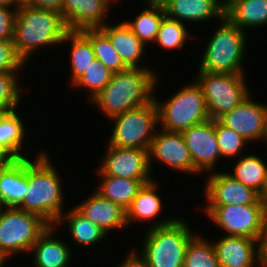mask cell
Returning <instances> with one entry per match:
<instances>
[{
	"label": "cell",
	"mask_w": 267,
	"mask_h": 267,
	"mask_svg": "<svg viewBox=\"0 0 267 267\" xmlns=\"http://www.w3.org/2000/svg\"><path fill=\"white\" fill-rule=\"evenodd\" d=\"M205 214L227 236L249 237L261 241L267 209L263 203L248 205H206Z\"/></svg>",
	"instance_id": "obj_10"
},
{
	"label": "cell",
	"mask_w": 267,
	"mask_h": 267,
	"mask_svg": "<svg viewBox=\"0 0 267 267\" xmlns=\"http://www.w3.org/2000/svg\"><path fill=\"white\" fill-rule=\"evenodd\" d=\"M155 71L150 68H127L113 73L110 82L92 100L106 117L122 114L129 109L146 105L154 99L157 85Z\"/></svg>",
	"instance_id": "obj_1"
},
{
	"label": "cell",
	"mask_w": 267,
	"mask_h": 267,
	"mask_svg": "<svg viewBox=\"0 0 267 267\" xmlns=\"http://www.w3.org/2000/svg\"><path fill=\"white\" fill-rule=\"evenodd\" d=\"M24 121L16 110L0 113V157L24 159L21 145L25 142Z\"/></svg>",
	"instance_id": "obj_24"
},
{
	"label": "cell",
	"mask_w": 267,
	"mask_h": 267,
	"mask_svg": "<svg viewBox=\"0 0 267 267\" xmlns=\"http://www.w3.org/2000/svg\"><path fill=\"white\" fill-rule=\"evenodd\" d=\"M153 159L180 172L200 174L193 166L189 149L181 132H170L163 129L161 132L156 131L149 148L150 168Z\"/></svg>",
	"instance_id": "obj_13"
},
{
	"label": "cell",
	"mask_w": 267,
	"mask_h": 267,
	"mask_svg": "<svg viewBox=\"0 0 267 267\" xmlns=\"http://www.w3.org/2000/svg\"><path fill=\"white\" fill-rule=\"evenodd\" d=\"M110 40L112 46L120 55L123 63L128 68H146L139 66L145 44L131 31L125 22L99 28Z\"/></svg>",
	"instance_id": "obj_21"
},
{
	"label": "cell",
	"mask_w": 267,
	"mask_h": 267,
	"mask_svg": "<svg viewBox=\"0 0 267 267\" xmlns=\"http://www.w3.org/2000/svg\"><path fill=\"white\" fill-rule=\"evenodd\" d=\"M181 133L189 149L193 166L200 173L206 170L213 172L221 158L216 139L215 120H205Z\"/></svg>",
	"instance_id": "obj_12"
},
{
	"label": "cell",
	"mask_w": 267,
	"mask_h": 267,
	"mask_svg": "<svg viewBox=\"0 0 267 267\" xmlns=\"http://www.w3.org/2000/svg\"><path fill=\"white\" fill-rule=\"evenodd\" d=\"M232 173L234 179L261 193L267 176V164L257 155L240 156L233 165Z\"/></svg>",
	"instance_id": "obj_29"
},
{
	"label": "cell",
	"mask_w": 267,
	"mask_h": 267,
	"mask_svg": "<svg viewBox=\"0 0 267 267\" xmlns=\"http://www.w3.org/2000/svg\"><path fill=\"white\" fill-rule=\"evenodd\" d=\"M260 266L267 267V216L264 223L263 235L260 241Z\"/></svg>",
	"instance_id": "obj_41"
},
{
	"label": "cell",
	"mask_w": 267,
	"mask_h": 267,
	"mask_svg": "<svg viewBox=\"0 0 267 267\" xmlns=\"http://www.w3.org/2000/svg\"><path fill=\"white\" fill-rule=\"evenodd\" d=\"M188 227L181 218L149 225L140 251L149 267H183L187 244L194 236Z\"/></svg>",
	"instance_id": "obj_4"
},
{
	"label": "cell",
	"mask_w": 267,
	"mask_h": 267,
	"mask_svg": "<svg viewBox=\"0 0 267 267\" xmlns=\"http://www.w3.org/2000/svg\"><path fill=\"white\" fill-rule=\"evenodd\" d=\"M208 39L202 54L199 71L228 74H244L242 62L245 56L246 33L232 24L225 16Z\"/></svg>",
	"instance_id": "obj_5"
},
{
	"label": "cell",
	"mask_w": 267,
	"mask_h": 267,
	"mask_svg": "<svg viewBox=\"0 0 267 267\" xmlns=\"http://www.w3.org/2000/svg\"><path fill=\"white\" fill-rule=\"evenodd\" d=\"M74 208L82 216L100 227L107 235H109V231L127 226L126 210L119 204L103 198L96 191Z\"/></svg>",
	"instance_id": "obj_18"
},
{
	"label": "cell",
	"mask_w": 267,
	"mask_h": 267,
	"mask_svg": "<svg viewBox=\"0 0 267 267\" xmlns=\"http://www.w3.org/2000/svg\"><path fill=\"white\" fill-rule=\"evenodd\" d=\"M161 129L182 132L195 124L210 119L201 87L194 80L162 102L154 94ZM162 102V103H161Z\"/></svg>",
	"instance_id": "obj_6"
},
{
	"label": "cell",
	"mask_w": 267,
	"mask_h": 267,
	"mask_svg": "<svg viewBox=\"0 0 267 267\" xmlns=\"http://www.w3.org/2000/svg\"><path fill=\"white\" fill-rule=\"evenodd\" d=\"M70 41L71 80L73 84L88 70L96 60L90 39L82 31H68L62 44Z\"/></svg>",
	"instance_id": "obj_27"
},
{
	"label": "cell",
	"mask_w": 267,
	"mask_h": 267,
	"mask_svg": "<svg viewBox=\"0 0 267 267\" xmlns=\"http://www.w3.org/2000/svg\"><path fill=\"white\" fill-rule=\"evenodd\" d=\"M165 0H145L146 3H163Z\"/></svg>",
	"instance_id": "obj_47"
},
{
	"label": "cell",
	"mask_w": 267,
	"mask_h": 267,
	"mask_svg": "<svg viewBox=\"0 0 267 267\" xmlns=\"http://www.w3.org/2000/svg\"><path fill=\"white\" fill-rule=\"evenodd\" d=\"M55 226L47 231L35 242L30 252L34 254V267H67L71 260V249L60 239L52 235L56 232Z\"/></svg>",
	"instance_id": "obj_22"
},
{
	"label": "cell",
	"mask_w": 267,
	"mask_h": 267,
	"mask_svg": "<svg viewBox=\"0 0 267 267\" xmlns=\"http://www.w3.org/2000/svg\"><path fill=\"white\" fill-rule=\"evenodd\" d=\"M132 253L128 254V257H125V260L117 267H149L146 258L140 253H137V250L134 249Z\"/></svg>",
	"instance_id": "obj_39"
},
{
	"label": "cell",
	"mask_w": 267,
	"mask_h": 267,
	"mask_svg": "<svg viewBox=\"0 0 267 267\" xmlns=\"http://www.w3.org/2000/svg\"><path fill=\"white\" fill-rule=\"evenodd\" d=\"M147 5L149 8L143 9L133 22L125 21L144 44L149 41L154 42L163 18L166 16L162 3H147Z\"/></svg>",
	"instance_id": "obj_30"
},
{
	"label": "cell",
	"mask_w": 267,
	"mask_h": 267,
	"mask_svg": "<svg viewBox=\"0 0 267 267\" xmlns=\"http://www.w3.org/2000/svg\"><path fill=\"white\" fill-rule=\"evenodd\" d=\"M157 181H152L143 184L137 195L132 200L131 205L126 209L127 226L135 220L148 221L155 219L162 211V201L158 191Z\"/></svg>",
	"instance_id": "obj_25"
},
{
	"label": "cell",
	"mask_w": 267,
	"mask_h": 267,
	"mask_svg": "<svg viewBox=\"0 0 267 267\" xmlns=\"http://www.w3.org/2000/svg\"><path fill=\"white\" fill-rule=\"evenodd\" d=\"M252 99L249 94L232 111L223 114L217 120L225 127L242 135L248 142L261 139L263 141L265 136L264 104Z\"/></svg>",
	"instance_id": "obj_15"
},
{
	"label": "cell",
	"mask_w": 267,
	"mask_h": 267,
	"mask_svg": "<svg viewBox=\"0 0 267 267\" xmlns=\"http://www.w3.org/2000/svg\"><path fill=\"white\" fill-rule=\"evenodd\" d=\"M49 155L40 152L36 160L28 159V187L20 210L36 214L55 226L63 212V191L60 180Z\"/></svg>",
	"instance_id": "obj_2"
},
{
	"label": "cell",
	"mask_w": 267,
	"mask_h": 267,
	"mask_svg": "<svg viewBox=\"0 0 267 267\" xmlns=\"http://www.w3.org/2000/svg\"><path fill=\"white\" fill-rule=\"evenodd\" d=\"M183 267H220L213 243L194 234L187 244Z\"/></svg>",
	"instance_id": "obj_32"
},
{
	"label": "cell",
	"mask_w": 267,
	"mask_h": 267,
	"mask_svg": "<svg viewBox=\"0 0 267 267\" xmlns=\"http://www.w3.org/2000/svg\"><path fill=\"white\" fill-rule=\"evenodd\" d=\"M82 32L90 39L96 59L103 63L111 73L128 68L112 46L109 38L100 29H86Z\"/></svg>",
	"instance_id": "obj_31"
},
{
	"label": "cell",
	"mask_w": 267,
	"mask_h": 267,
	"mask_svg": "<svg viewBox=\"0 0 267 267\" xmlns=\"http://www.w3.org/2000/svg\"><path fill=\"white\" fill-rule=\"evenodd\" d=\"M9 258L5 257L1 252H0V267L3 266V264L5 263L6 260H8Z\"/></svg>",
	"instance_id": "obj_46"
},
{
	"label": "cell",
	"mask_w": 267,
	"mask_h": 267,
	"mask_svg": "<svg viewBox=\"0 0 267 267\" xmlns=\"http://www.w3.org/2000/svg\"><path fill=\"white\" fill-rule=\"evenodd\" d=\"M224 16L243 31L267 25V0H229Z\"/></svg>",
	"instance_id": "obj_23"
},
{
	"label": "cell",
	"mask_w": 267,
	"mask_h": 267,
	"mask_svg": "<svg viewBox=\"0 0 267 267\" xmlns=\"http://www.w3.org/2000/svg\"><path fill=\"white\" fill-rule=\"evenodd\" d=\"M259 195H260L261 201L263 202V204L265 205V207L267 209V176H266V179H265V183H264L263 189H262V191H261V193Z\"/></svg>",
	"instance_id": "obj_43"
},
{
	"label": "cell",
	"mask_w": 267,
	"mask_h": 267,
	"mask_svg": "<svg viewBox=\"0 0 267 267\" xmlns=\"http://www.w3.org/2000/svg\"><path fill=\"white\" fill-rule=\"evenodd\" d=\"M213 246L220 267L260 265V242L254 238L224 235Z\"/></svg>",
	"instance_id": "obj_17"
},
{
	"label": "cell",
	"mask_w": 267,
	"mask_h": 267,
	"mask_svg": "<svg viewBox=\"0 0 267 267\" xmlns=\"http://www.w3.org/2000/svg\"><path fill=\"white\" fill-rule=\"evenodd\" d=\"M18 72L0 73V113L16 110L20 102Z\"/></svg>",
	"instance_id": "obj_36"
},
{
	"label": "cell",
	"mask_w": 267,
	"mask_h": 267,
	"mask_svg": "<svg viewBox=\"0 0 267 267\" xmlns=\"http://www.w3.org/2000/svg\"><path fill=\"white\" fill-rule=\"evenodd\" d=\"M21 3L18 0H0V6L17 8Z\"/></svg>",
	"instance_id": "obj_42"
},
{
	"label": "cell",
	"mask_w": 267,
	"mask_h": 267,
	"mask_svg": "<svg viewBox=\"0 0 267 267\" xmlns=\"http://www.w3.org/2000/svg\"><path fill=\"white\" fill-rule=\"evenodd\" d=\"M264 118H265V136L264 141L267 143V105L264 104Z\"/></svg>",
	"instance_id": "obj_45"
},
{
	"label": "cell",
	"mask_w": 267,
	"mask_h": 267,
	"mask_svg": "<svg viewBox=\"0 0 267 267\" xmlns=\"http://www.w3.org/2000/svg\"><path fill=\"white\" fill-rule=\"evenodd\" d=\"M11 159L9 158H3V157H0V170L10 161ZM3 203L0 199V210L3 208Z\"/></svg>",
	"instance_id": "obj_44"
},
{
	"label": "cell",
	"mask_w": 267,
	"mask_h": 267,
	"mask_svg": "<svg viewBox=\"0 0 267 267\" xmlns=\"http://www.w3.org/2000/svg\"><path fill=\"white\" fill-rule=\"evenodd\" d=\"M110 1H111L112 3H113V2L115 3L116 1H119V0H110Z\"/></svg>",
	"instance_id": "obj_50"
},
{
	"label": "cell",
	"mask_w": 267,
	"mask_h": 267,
	"mask_svg": "<svg viewBox=\"0 0 267 267\" xmlns=\"http://www.w3.org/2000/svg\"><path fill=\"white\" fill-rule=\"evenodd\" d=\"M51 225L40 216L17 207L0 210V252L5 256L28 253Z\"/></svg>",
	"instance_id": "obj_7"
},
{
	"label": "cell",
	"mask_w": 267,
	"mask_h": 267,
	"mask_svg": "<svg viewBox=\"0 0 267 267\" xmlns=\"http://www.w3.org/2000/svg\"><path fill=\"white\" fill-rule=\"evenodd\" d=\"M112 74L103 63L96 59L73 85L88 89L92 101L110 82Z\"/></svg>",
	"instance_id": "obj_34"
},
{
	"label": "cell",
	"mask_w": 267,
	"mask_h": 267,
	"mask_svg": "<svg viewBox=\"0 0 267 267\" xmlns=\"http://www.w3.org/2000/svg\"><path fill=\"white\" fill-rule=\"evenodd\" d=\"M63 0H29L27 5L34 8L61 11Z\"/></svg>",
	"instance_id": "obj_40"
},
{
	"label": "cell",
	"mask_w": 267,
	"mask_h": 267,
	"mask_svg": "<svg viewBox=\"0 0 267 267\" xmlns=\"http://www.w3.org/2000/svg\"><path fill=\"white\" fill-rule=\"evenodd\" d=\"M100 176V186L96 189L103 198L109 199L114 203L119 204L123 209H127L139 189L143 184L152 180H133L124 177H115L109 175Z\"/></svg>",
	"instance_id": "obj_26"
},
{
	"label": "cell",
	"mask_w": 267,
	"mask_h": 267,
	"mask_svg": "<svg viewBox=\"0 0 267 267\" xmlns=\"http://www.w3.org/2000/svg\"><path fill=\"white\" fill-rule=\"evenodd\" d=\"M110 0H63L61 11L69 31L99 29L106 23Z\"/></svg>",
	"instance_id": "obj_16"
},
{
	"label": "cell",
	"mask_w": 267,
	"mask_h": 267,
	"mask_svg": "<svg viewBox=\"0 0 267 267\" xmlns=\"http://www.w3.org/2000/svg\"><path fill=\"white\" fill-rule=\"evenodd\" d=\"M28 187V158L11 159L0 170V199L5 207H18Z\"/></svg>",
	"instance_id": "obj_20"
},
{
	"label": "cell",
	"mask_w": 267,
	"mask_h": 267,
	"mask_svg": "<svg viewBox=\"0 0 267 267\" xmlns=\"http://www.w3.org/2000/svg\"><path fill=\"white\" fill-rule=\"evenodd\" d=\"M228 1H229V0H223L222 2H223L224 4H226Z\"/></svg>",
	"instance_id": "obj_49"
},
{
	"label": "cell",
	"mask_w": 267,
	"mask_h": 267,
	"mask_svg": "<svg viewBox=\"0 0 267 267\" xmlns=\"http://www.w3.org/2000/svg\"><path fill=\"white\" fill-rule=\"evenodd\" d=\"M188 29L184 23L165 16L154 42L162 49H182L190 36Z\"/></svg>",
	"instance_id": "obj_33"
},
{
	"label": "cell",
	"mask_w": 267,
	"mask_h": 267,
	"mask_svg": "<svg viewBox=\"0 0 267 267\" xmlns=\"http://www.w3.org/2000/svg\"><path fill=\"white\" fill-rule=\"evenodd\" d=\"M204 188L206 205L263 203L257 191L237 181L227 172H211Z\"/></svg>",
	"instance_id": "obj_14"
},
{
	"label": "cell",
	"mask_w": 267,
	"mask_h": 267,
	"mask_svg": "<svg viewBox=\"0 0 267 267\" xmlns=\"http://www.w3.org/2000/svg\"><path fill=\"white\" fill-rule=\"evenodd\" d=\"M215 132L221 157L231 159L239 154L242 156L243 147L245 149L249 143L242 135L225 127L218 120H215Z\"/></svg>",
	"instance_id": "obj_35"
},
{
	"label": "cell",
	"mask_w": 267,
	"mask_h": 267,
	"mask_svg": "<svg viewBox=\"0 0 267 267\" xmlns=\"http://www.w3.org/2000/svg\"><path fill=\"white\" fill-rule=\"evenodd\" d=\"M193 79L201 87L210 119L232 111L250 94L244 74L198 71Z\"/></svg>",
	"instance_id": "obj_9"
},
{
	"label": "cell",
	"mask_w": 267,
	"mask_h": 267,
	"mask_svg": "<svg viewBox=\"0 0 267 267\" xmlns=\"http://www.w3.org/2000/svg\"><path fill=\"white\" fill-rule=\"evenodd\" d=\"M221 0H165V15L179 22H204L224 17L225 4Z\"/></svg>",
	"instance_id": "obj_19"
},
{
	"label": "cell",
	"mask_w": 267,
	"mask_h": 267,
	"mask_svg": "<svg viewBox=\"0 0 267 267\" xmlns=\"http://www.w3.org/2000/svg\"><path fill=\"white\" fill-rule=\"evenodd\" d=\"M16 15L17 8L0 6V40H13Z\"/></svg>",
	"instance_id": "obj_38"
},
{
	"label": "cell",
	"mask_w": 267,
	"mask_h": 267,
	"mask_svg": "<svg viewBox=\"0 0 267 267\" xmlns=\"http://www.w3.org/2000/svg\"><path fill=\"white\" fill-rule=\"evenodd\" d=\"M25 61L18 55L12 40H0V73L19 72Z\"/></svg>",
	"instance_id": "obj_37"
},
{
	"label": "cell",
	"mask_w": 267,
	"mask_h": 267,
	"mask_svg": "<svg viewBox=\"0 0 267 267\" xmlns=\"http://www.w3.org/2000/svg\"><path fill=\"white\" fill-rule=\"evenodd\" d=\"M65 220L68 223V233L72 240L81 246L83 245L82 247L97 244L107 235L100 227L82 216L75 208L67 211L65 215L63 214L55 223V227L58 224L62 225Z\"/></svg>",
	"instance_id": "obj_28"
},
{
	"label": "cell",
	"mask_w": 267,
	"mask_h": 267,
	"mask_svg": "<svg viewBox=\"0 0 267 267\" xmlns=\"http://www.w3.org/2000/svg\"><path fill=\"white\" fill-rule=\"evenodd\" d=\"M97 175L124 177L133 180H152L149 150L121 148L108 144Z\"/></svg>",
	"instance_id": "obj_11"
},
{
	"label": "cell",
	"mask_w": 267,
	"mask_h": 267,
	"mask_svg": "<svg viewBox=\"0 0 267 267\" xmlns=\"http://www.w3.org/2000/svg\"><path fill=\"white\" fill-rule=\"evenodd\" d=\"M21 4H27L29 0H18Z\"/></svg>",
	"instance_id": "obj_48"
},
{
	"label": "cell",
	"mask_w": 267,
	"mask_h": 267,
	"mask_svg": "<svg viewBox=\"0 0 267 267\" xmlns=\"http://www.w3.org/2000/svg\"><path fill=\"white\" fill-rule=\"evenodd\" d=\"M68 31L60 11L21 4L17 7L12 41L26 63L39 47L62 44Z\"/></svg>",
	"instance_id": "obj_3"
},
{
	"label": "cell",
	"mask_w": 267,
	"mask_h": 267,
	"mask_svg": "<svg viewBox=\"0 0 267 267\" xmlns=\"http://www.w3.org/2000/svg\"><path fill=\"white\" fill-rule=\"evenodd\" d=\"M114 127L108 144L121 148L149 150L159 124L155 100L110 119ZM155 131V132H153Z\"/></svg>",
	"instance_id": "obj_8"
}]
</instances>
